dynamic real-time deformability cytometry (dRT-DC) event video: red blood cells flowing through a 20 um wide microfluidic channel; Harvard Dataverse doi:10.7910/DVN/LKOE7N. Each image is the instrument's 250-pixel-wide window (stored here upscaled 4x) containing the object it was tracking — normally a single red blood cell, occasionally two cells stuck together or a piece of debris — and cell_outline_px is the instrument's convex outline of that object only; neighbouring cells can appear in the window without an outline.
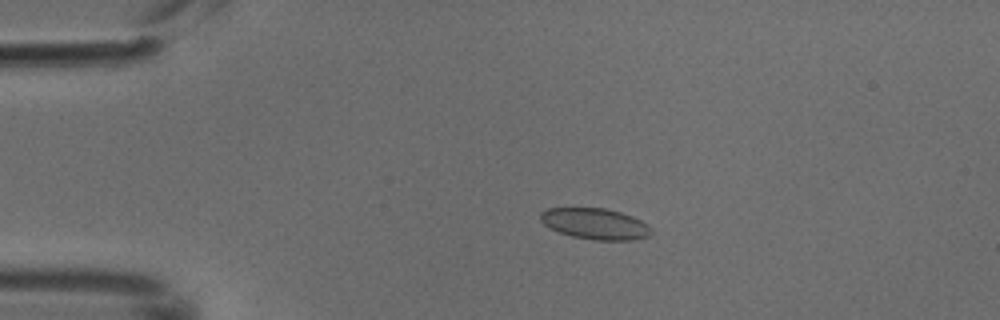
{"species": "common noctule bat (a hibernating species)", "species_latin": "Nyctalus noctula", "temperature_condition": "cold", "stored_images_in_passage": 5, "camera_frame_rate_fps": 3000, "um_per_image_px": 0.085, "animal": {"sex": "male", "body_mass_g": 18.8}, "frame": {"image": 1, "passage_image": 4, "time_ms": 1.0, "image_size_px": [1000, 320], "cell_outline_px": [[652, 232], [648, 236], [632, 240], [592, 240], [572, 236], [548, 228], [540, 220], [540, 212], [548, 208], [604, 208], [620, 212], [632, 216], [648, 224], [652, 228]], "centroid_in_image_um": [50.58, 19.02], "position_along_channel_um": 34.4, "area_um2": 20.11}}